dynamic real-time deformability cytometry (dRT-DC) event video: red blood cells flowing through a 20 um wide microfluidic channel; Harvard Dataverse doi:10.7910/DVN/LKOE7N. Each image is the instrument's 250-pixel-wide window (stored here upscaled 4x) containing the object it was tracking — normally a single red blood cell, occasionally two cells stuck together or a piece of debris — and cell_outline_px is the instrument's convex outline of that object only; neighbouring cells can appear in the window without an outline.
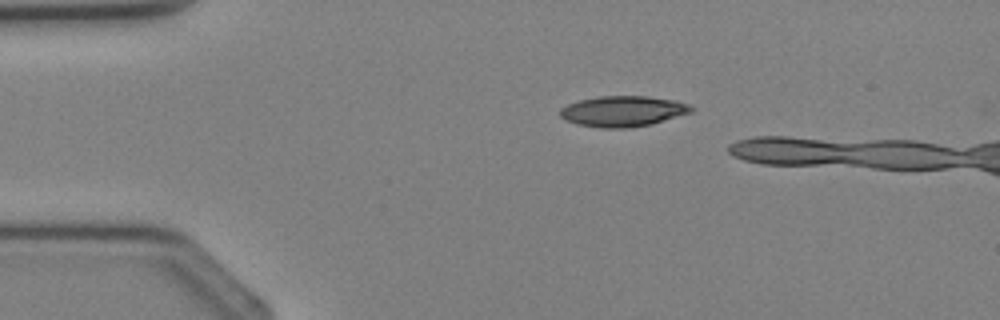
{"species": "Egyptian fruit bat (a non-hibernating species)", "species_latin": "Rousettus aegyptiacus", "temperature_condition": "cold", "stored_images_in_passage": 3, "camera_frame_rate_fps": 3000, "um_per_image_px": 0.085, "animal": {"sex": "female"}, "frame": {"image": 1, "passage_image": 1, "time_ms": 0.0, "image_size_px": [1000, 320], "cell_outline_px": [[692, 112], [652, 124], [628, 128], [600, 128], [576, 124], [560, 116], [560, 108], [568, 104], [580, 100], [600, 96], [648, 96], [676, 100], [688, 104], [692, 108]], "centroid_in_image_um": [52.95, 9.45], "position_along_channel_um": 32.0, "area_um2": 23.41}}